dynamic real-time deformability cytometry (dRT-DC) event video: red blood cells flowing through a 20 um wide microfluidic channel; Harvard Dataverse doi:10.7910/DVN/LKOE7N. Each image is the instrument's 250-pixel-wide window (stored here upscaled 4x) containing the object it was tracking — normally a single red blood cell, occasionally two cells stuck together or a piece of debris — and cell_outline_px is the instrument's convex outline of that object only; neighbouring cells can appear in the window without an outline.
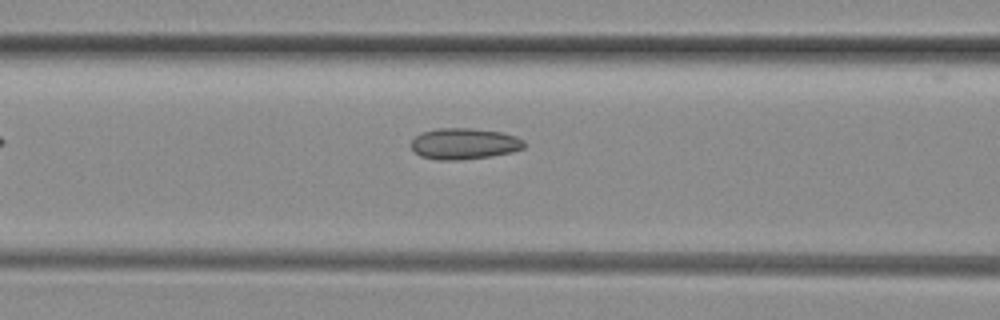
{"species": "common noctule bat (a hibernating species)", "species_latin": "Nyctalus noctula", "temperature_condition": "room temperature", "stored_images_in_passage": 6, "camera_frame_rate_fps": 3000, "um_per_image_px": 0.085, "animal": {"sex": "female", "body_mass_g": 29.2, "forearm_length_mm": 56.3}, "frame": {"image": 1, "passage_image": 6, "time_ms": 1.667, "image_size_px": [1000, 320], "cell_outline_px": [[524, 148], [512, 152], [492, 156], [460, 160], [436, 160], [420, 156], [408, 144], [416, 136], [424, 132], [436, 128], [468, 128], [504, 132], [516, 136], [524, 140]], "centroid_in_image_um": [39.46, 12.22], "position_along_channel_um": 127.1, "area_um2": 20.69}}